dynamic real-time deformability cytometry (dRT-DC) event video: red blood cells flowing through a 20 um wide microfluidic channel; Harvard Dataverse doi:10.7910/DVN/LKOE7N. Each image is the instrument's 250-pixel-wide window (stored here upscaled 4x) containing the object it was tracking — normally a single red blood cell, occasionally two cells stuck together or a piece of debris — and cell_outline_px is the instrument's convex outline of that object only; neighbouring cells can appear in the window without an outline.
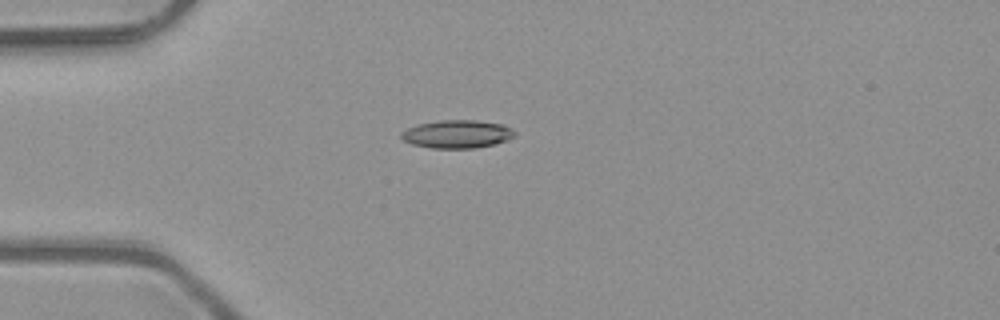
{"species": "common noctule bat (a hibernating species)", "species_latin": "Nyctalus noctula", "temperature_condition": "room temperature", "stored_images_in_passage": 2, "camera_frame_rate_fps": 3000, "um_per_image_px": 0.085, "animal": {"sex": "male", "body_mass_g": 23.1, "forearm_length_mm": 52.7}, "frame": {"image": 1, "passage_image": 2, "time_ms": 0.333, "image_size_px": [1000, 320], "cell_outline_px": [[516, 136], [496, 144], [476, 148], [432, 148], [412, 144], [404, 140], [400, 136], [400, 132], [416, 124], [440, 120], [476, 120], [504, 124], [516, 132]], "centroid_in_image_um": [38.87, 11.39], "position_along_channel_um": 46.1, "area_um2": 18.73}}